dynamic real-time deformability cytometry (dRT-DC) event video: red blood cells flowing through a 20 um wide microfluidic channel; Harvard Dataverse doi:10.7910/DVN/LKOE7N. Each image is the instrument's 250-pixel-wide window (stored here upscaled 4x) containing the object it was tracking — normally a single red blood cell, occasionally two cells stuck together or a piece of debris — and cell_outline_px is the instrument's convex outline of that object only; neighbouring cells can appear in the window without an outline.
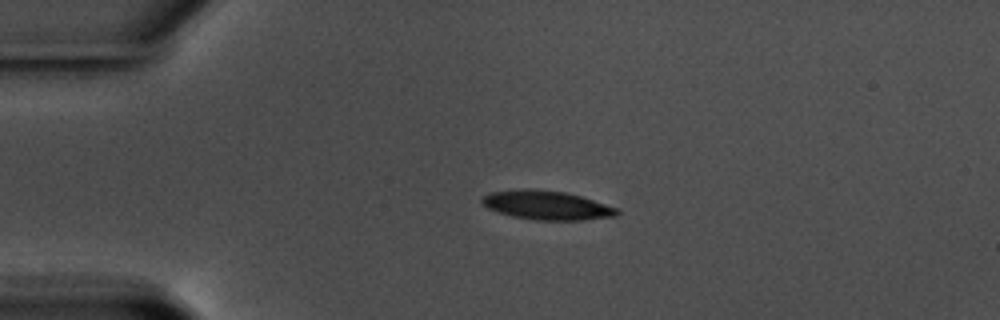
{"species": "common noctule bat (a hibernating species)", "species_latin": "Nyctalus noctula", "temperature_condition": "warm", "stored_images_in_passage": 45, "camera_frame_rate_fps": 3000, "um_per_image_px": 0.085, "animal": {"sex": "male", "body_mass_g": 17.5, "forearm_length_mm": 52.3}, "frame": {"image": 1, "passage_image": 1, "time_ms": 0.0, "image_size_px": [1000, 320], "cell_outline_px": [[620, 212], [616, 216], [580, 220], [536, 220], [512, 216], [496, 212], [488, 208], [480, 200], [484, 196], [492, 192], [524, 188], [528, 188], [568, 192], [620, 208]], "centroid_in_image_um": [46.51, 17.44], "position_along_channel_um": 38.5, "area_um2": 22.95}}
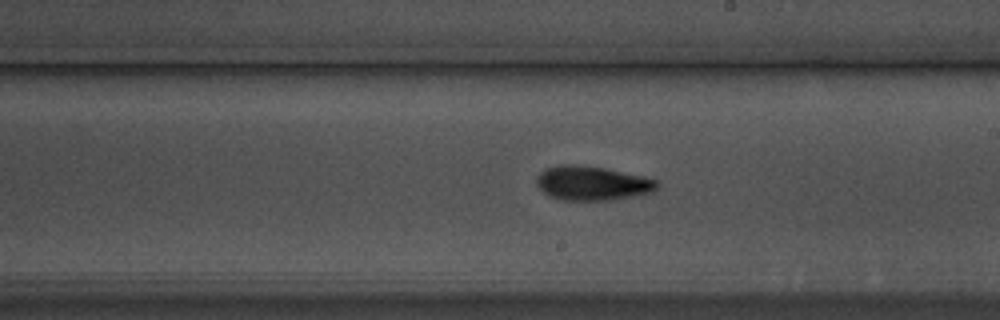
{"frame": {"image": 2, "passage_image": 21, "time_ms": 6.667, "image_size_px": [1000, 320], "cell_outline_px": [[660, 184], [652, 192], [632, 196], [608, 200], [564, 200], [548, 196], [536, 184], [536, 176], [540, 172], [548, 168], [560, 164], [572, 164], [604, 168], [644, 176], [656, 180]], "centroid_in_image_um": [50.32, 15.57], "position_along_channel_um": 238.7, "area_um2": 23.93}}
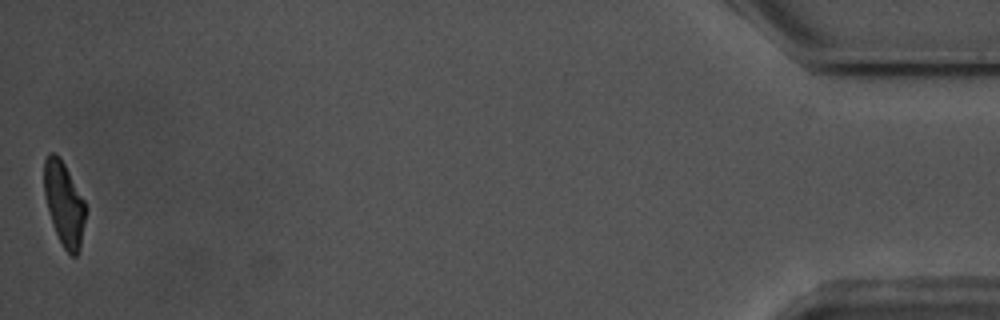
{"frame": {"image": 3, "passage_image": 45, "time_ms": 14.667, "image_size_px": [1000, 320], "cell_outline_px": [[84, 220], [80, 248], [76, 256], [72, 256], [64, 248], [56, 232], [48, 208], [44, 192], [44, 160], [48, 152], [56, 152], [60, 156], [84, 200]], "centroid_in_image_um": [5.43, 17.26], "position_along_channel_um": 429.8, "area_um2": 19.77}, "authors_computed_cell_mechanics": {"area_um2": 22.4842, "velocity_mm_per_s": 3.5441, "shape_relaxation_time_tau1_ms": 3.3727, "shape_relaxation_time_tau2_ms": 3.2013, "deformation_change_tau1": 0.1442, "deformation_change_tau2": 0.1026}}